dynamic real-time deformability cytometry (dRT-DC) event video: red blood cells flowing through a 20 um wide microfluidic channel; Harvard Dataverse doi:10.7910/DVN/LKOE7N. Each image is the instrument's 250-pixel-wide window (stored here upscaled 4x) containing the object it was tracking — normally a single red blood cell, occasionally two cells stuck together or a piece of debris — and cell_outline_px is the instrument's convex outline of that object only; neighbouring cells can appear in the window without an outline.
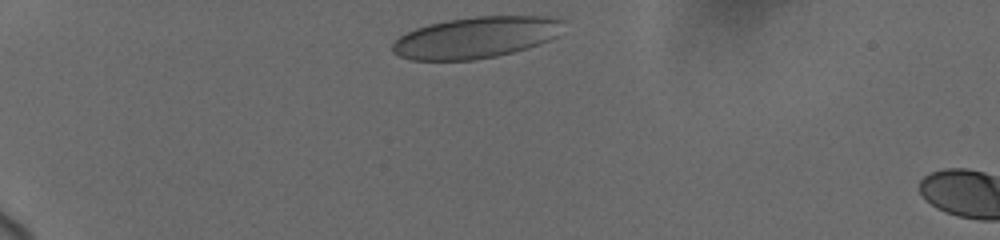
{"species": "human", "species_latin": "Homo sapiens", "temperature_condition": "cold", "stored_images_in_passage": 5, "camera_frame_rate_fps": 3000, "um_per_image_px": 0.085, "donor": {"sex": "female"}, "frame": {"image": 1, "passage_image": 2, "time_ms": 0.333, "image_size_px": [1000, 240], "cell_outline_px": [[564, 20], [556, 36], [540, 44], [528, 48], [496, 56], [472, 60], [412, 60], [400, 56], [392, 52], [392, 44], [400, 36], [416, 28], [428, 24], [448, 20], [476, 16], [560, 16]], "centroid_in_image_um": [40.46, 3.18], "position_along_channel_um": 44.5, "area_um2": 41.15}}